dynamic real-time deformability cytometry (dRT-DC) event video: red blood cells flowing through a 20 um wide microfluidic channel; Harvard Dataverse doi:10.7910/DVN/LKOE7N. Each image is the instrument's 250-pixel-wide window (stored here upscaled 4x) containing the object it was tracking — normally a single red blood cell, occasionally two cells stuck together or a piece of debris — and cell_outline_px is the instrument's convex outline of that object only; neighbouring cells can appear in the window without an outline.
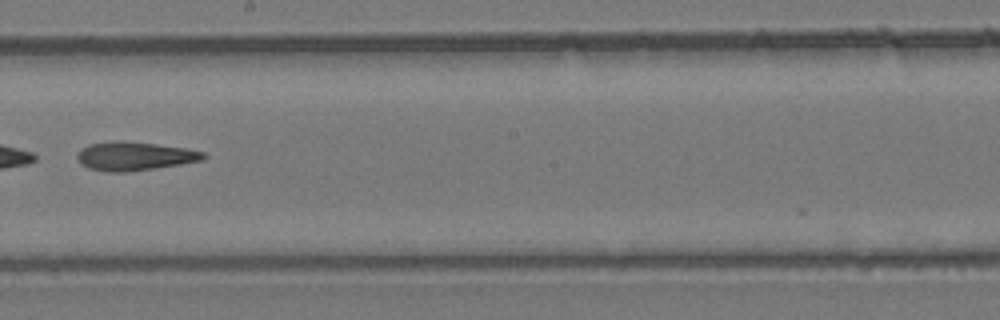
{"species": "common noctule bat (a hibernating species)", "species_latin": "Nyctalus noctula", "temperature_condition": "room temperature", "stored_images_in_passage": 39, "camera_frame_rate_fps": 3000, "um_per_image_px": 0.085, "animal": {"sex": "female", "body_mass_g": 24.6, "forearm_length_mm": 56.2}, "frame": {"image": 1, "passage_image": 23, "time_ms": 7.333, "image_size_px": [1000, 320], "cell_outline_px": [[208, 156], [204, 160], [156, 168], [124, 172], [108, 172], [88, 168], [80, 164], [76, 156], [80, 148], [88, 144], [116, 140], [120, 140], [156, 144], [188, 148], [204, 152]], "centroid_in_image_um": [11.43, 13.26], "position_along_channel_um": 236.8, "area_um2": 21.33}}